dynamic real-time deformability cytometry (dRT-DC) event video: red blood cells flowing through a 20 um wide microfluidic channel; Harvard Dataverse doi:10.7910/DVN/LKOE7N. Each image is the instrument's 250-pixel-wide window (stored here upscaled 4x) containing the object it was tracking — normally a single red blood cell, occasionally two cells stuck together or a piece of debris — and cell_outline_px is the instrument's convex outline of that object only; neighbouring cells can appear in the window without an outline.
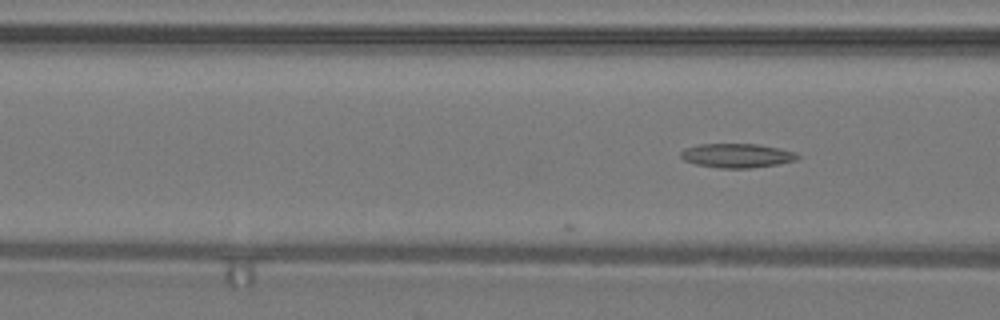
{"species": "common noctule bat (a hibernating species)", "species_latin": "Nyctalus noctula", "temperature_condition": "warm", "stored_images_in_passage": 4, "camera_frame_rate_fps": 3000, "um_per_image_px": 0.085, "animal": {"sex": "male", "body_mass_g": 19.2, "forearm_length_mm": 51.8}, "frame": {"image": 1, "passage_image": 4, "time_ms": 1.0, "image_size_px": [1000, 320], "cell_outline_px": [[800, 156], [796, 160], [776, 164], [752, 168], [720, 168], [696, 164], [684, 160], [680, 156], [680, 152], [684, 148], [700, 144], [756, 144], [796, 152]], "centroid_in_image_um": [62.61, 13.22], "position_along_channel_um": 104.0, "area_um2": 16.3}}